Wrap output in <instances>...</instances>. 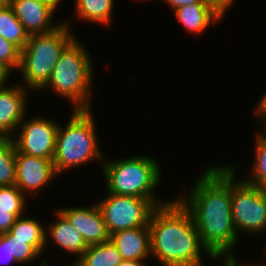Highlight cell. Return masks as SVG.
Instances as JSON below:
<instances>
[{
  "instance_id": "7a4b0ae2",
  "label": "cell",
  "mask_w": 266,
  "mask_h": 266,
  "mask_svg": "<svg viewBox=\"0 0 266 266\" xmlns=\"http://www.w3.org/2000/svg\"><path fill=\"white\" fill-rule=\"evenodd\" d=\"M148 226L151 258L161 266H205V253L215 259L202 245L190 212L177 198L158 206Z\"/></svg>"
},
{
  "instance_id": "7402d4cb",
  "label": "cell",
  "mask_w": 266,
  "mask_h": 266,
  "mask_svg": "<svg viewBox=\"0 0 266 266\" xmlns=\"http://www.w3.org/2000/svg\"><path fill=\"white\" fill-rule=\"evenodd\" d=\"M16 147L12 138L0 135V186L15 185Z\"/></svg>"
},
{
  "instance_id": "d590c367",
  "label": "cell",
  "mask_w": 266,
  "mask_h": 266,
  "mask_svg": "<svg viewBox=\"0 0 266 266\" xmlns=\"http://www.w3.org/2000/svg\"><path fill=\"white\" fill-rule=\"evenodd\" d=\"M253 265H254V263L251 264L250 262L248 264H246V265L243 262V264L241 265V262H240V266H253ZM254 266H263V264L262 265H260V264L259 265H254Z\"/></svg>"
},
{
  "instance_id": "277c9868",
  "label": "cell",
  "mask_w": 266,
  "mask_h": 266,
  "mask_svg": "<svg viewBox=\"0 0 266 266\" xmlns=\"http://www.w3.org/2000/svg\"><path fill=\"white\" fill-rule=\"evenodd\" d=\"M92 110H72L67 124L64 127L59 124L53 156L58 176L93 160L100 161L102 165L104 156L98 144L97 121Z\"/></svg>"
},
{
  "instance_id": "8d00e7d4",
  "label": "cell",
  "mask_w": 266,
  "mask_h": 266,
  "mask_svg": "<svg viewBox=\"0 0 266 266\" xmlns=\"http://www.w3.org/2000/svg\"><path fill=\"white\" fill-rule=\"evenodd\" d=\"M265 251H264V253H265V255H266V245H264V248H263ZM266 257V256H265ZM265 266V265H264Z\"/></svg>"
},
{
  "instance_id": "3957f363",
  "label": "cell",
  "mask_w": 266,
  "mask_h": 266,
  "mask_svg": "<svg viewBox=\"0 0 266 266\" xmlns=\"http://www.w3.org/2000/svg\"><path fill=\"white\" fill-rule=\"evenodd\" d=\"M79 42L75 38L63 50L50 80L42 89H51L61 98H66L73 110H89L92 109L94 65L90 52Z\"/></svg>"
},
{
  "instance_id": "9c48e42d",
  "label": "cell",
  "mask_w": 266,
  "mask_h": 266,
  "mask_svg": "<svg viewBox=\"0 0 266 266\" xmlns=\"http://www.w3.org/2000/svg\"><path fill=\"white\" fill-rule=\"evenodd\" d=\"M53 120L46 116L27 118L26 114L12 137L16 150L29 156L53 159L56 134L61 124Z\"/></svg>"
},
{
  "instance_id": "1f68e13d",
  "label": "cell",
  "mask_w": 266,
  "mask_h": 266,
  "mask_svg": "<svg viewBox=\"0 0 266 266\" xmlns=\"http://www.w3.org/2000/svg\"><path fill=\"white\" fill-rule=\"evenodd\" d=\"M117 266H147L146 261L123 260Z\"/></svg>"
},
{
  "instance_id": "2e32d148",
  "label": "cell",
  "mask_w": 266,
  "mask_h": 266,
  "mask_svg": "<svg viewBox=\"0 0 266 266\" xmlns=\"http://www.w3.org/2000/svg\"><path fill=\"white\" fill-rule=\"evenodd\" d=\"M178 23L191 34L199 35L211 24L221 22L222 18L206 3H195L192 5L182 6L174 12Z\"/></svg>"
},
{
  "instance_id": "30bf717a",
  "label": "cell",
  "mask_w": 266,
  "mask_h": 266,
  "mask_svg": "<svg viewBox=\"0 0 266 266\" xmlns=\"http://www.w3.org/2000/svg\"><path fill=\"white\" fill-rule=\"evenodd\" d=\"M15 160V185L25 196L31 195L36 198L37 195H41L39 193L44 187L52 183L54 177H58L53 159L29 156L16 150Z\"/></svg>"
},
{
  "instance_id": "d6a6232c",
  "label": "cell",
  "mask_w": 266,
  "mask_h": 266,
  "mask_svg": "<svg viewBox=\"0 0 266 266\" xmlns=\"http://www.w3.org/2000/svg\"><path fill=\"white\" fill-rule=\"evenodd\" d=\"M221 263H223L222 266H240V261L237 257L232 259H223Z\"/></svg>"
},
{
  "instance_id": "4316f807",
  "label": "cell",
  "mask_w": 266,
  "mask_h": 266,
  "mask_svg": "<svg viewBox=\"0 0 266 266\" xmlns=\"http://www.w3.org/2000/svg\"><path fill=\"white\" fill-rule=\"evenodd\" d=\"M221 18L224 19L229 7L236 4V0H204Z\"/></svg>"
},
{
  "instance_id": "603a6c76",
  "label": "cell",
  "mask_w": 266,
  "mask_h": 266,
  "mask_svg": "<svg viewBox=\"0 0 266 266\" xmlns=\"http://www.w3.org/2000/svg\"><path fill=\"white\" fill-rule=\"evenodd\" d=\"M16 185L0 186V208L11 209L17 218L24 216L27 198Z\"/></svg>"
},
{
  "instance_id": "8992f818",
  "label": "cell",
  "mask_w": 266,
  "mask_h": 266,
  "mask_svg": "<svg viewBox=\"0 0 266 266\" xmlns=\"http://www.w3.org/2000/svg\"><path fill=\"white\" fill-rule=\"evenodd\" d=\"M104 160L101 172L105 179L107 193L135 196L148 200H158L155 189L161 182V168L158 160L150 155L127 157L125 159Z\"/></svg>"
},
{
  "instance_id": "6da1fadb",
  "label": "cell",
  "mask_w": 266,
  "mask_h": 266,
  "mask_svg": "<svg viewBox=\"0 0 266 266\" xmlns=\"http://www.w3.org/2000/svg\"><path fill=\"white\" fill-rule=\"evenodd\" d=\"M198 177L188 197L178 194L176 198L190 212L202 245L215 260L236 258L240 237L232 219L231 167L208 165Z\"/></svg>"
},
{
  "instance_id": "83f0119b",
  "label": "cell",
  "mask_w": 266,
  "mask_h": 266,
  "mask_svg": "<svg viewBox=\"0 0 266 266\" xmlns=\"http://www.w3.org/2000/svg\"><path fill=\"white\" fill-rule=\"evenodd\" d=\"M16 219L11 209L0 208V234L8 233Z\"/></svg>"
},
{
  "instance_id": "7c38bea8",
  "label": "cell",
  "mask_w": 266,
  "mask_h": 266,
  "mask_svg": "<svg viewBox=\"0 0 266 266\" xmlns=\"http://www.w3.org/2000/svg\"><path fill=\"white\" fill-rule=\"evenodd\" d=\"M58 210L79 231L87 246L110 240L106 224L96 202L87 207H60Z\"/></svg>"
},
{
  "instance_id": "52a82bcc",
  "label": "cell",
  "mask_w": 266,
  "mask_h": 266,
  "mask_svg": "<svg viewBox=\"0 0 266 266\" xmlns=\"http://www.w3.org/2000/svg\"><path fill=\"white\" fill-rule=\"evenodd\" d=\"M231 167V208L234 227L238 233L261 235L266 233V193L258 186L243 179H236L239 173L234 164ZM236 169V170H235ZM237 171V172H236Z\"/></svg>"
},
{
  "instance_id": "4fadbf2b",
  "label": "cell",
  "mask_w": 266,
  "mask_h": 266,
  "mask_svg": "<svg viewBox=\"0 0 266 266\" xmlns=\"http://www.w3.org/2000/svg\"><path fill=\"white\" fill-rule=\"evenodd\" d=\"M15 84L0 88V135L9 138L13 137L27 114V91H30L23 84Z\"/></svg>"
},
{
  "instance_id": "e575fe53",
  "label": "cell",
  "mask_w": 266,
  "mask_h": 266,
  "mask_svg": "<svg viewBox=\"0 0 266 266\" xmlns=\"http://www.w3.org/2000/svg\"><path fill=\"white\" fill-rule=\"evenodd\" d=\"M9 2L10 0H0V8L8 6Z\"/></svg>"
},
{
  "instance_id": "4dcf8cb0",
  "label": "cell",
  "mask_w": 266,
  "mask_h": 266,
  "mask_svg": "<svg viewBox=\"0 0 266 266\" xmlns=\"http://www.w3.org/2000/svg\"><path fill=\"white\" fill-rule=\"evenodd\" d=\"M10 75L11 74L3 66L0 65V88L9 84L7 82L9 77H11Z\"/></svg>"
},
{
  "instance_id": "836d02e7",
  "label": "cell",
  "mask_w": 266,
  "mask_h": 266,
  "mask_svg": "<svg viewBox=\"0 0 266 266\" xmlns=\"http://www.w3.org/2000/svg\"><path fill=\"white\" fill-rule=\"evenodd\" d=\"M44 1L48 2L49 4H51L55 9H58L60 1H62V0H44Z\"/></svg>"
},
{
  "instance_id": "8fae6325",
  "label": "cell",
  "mask_w": 266,
  "mask_h": 266,
  "mask_svg": "<svg viewBox=\"0 0 266 266\" xmlns=\"http://www.w3.org/2000/svg\"><path fill=\"white\" fill-rule=\"evenodd\" d=\"M9 6L29 35L49 33L63 22H53L56 9L44 0H10Z\"/></svg>"
},
{
  "instance_id": "5bb4252c",
  "label": "cell",
  "mask_w": 266,
  "mask_h": 266,
  "mask_svg": "<svg viewBox=\"0 0 266 266\" xmlns=\"http://www.w3.org/2000/svg\"><path fill=\"white\" fill-rule=\"evenodd\" d=\"M56 211V212H55ZM54 211L56 221L48 224L46 226V246L51 243L48 239H51L52 245L56 244L66 253H71L77 258L72 262L70 266H73L84 254L87 249V244L85 243L82 235L79 231L69 222V220L58 210ZM51 237V238H50ZM77 254V255H76Z\"/></svg>"
},
{
  "instance_id": "44dd1931",
  "label": "cell",
  "mask_w": 266,
  "mask_h": 266,
  "mask_svg": "<svg viewBox=\"0 0 266 266\" xmlns=\"http://www.w3.org/2000/svg\"><path fill=\"white\" fill-rule=\"evenodd\" d=\"M259 131V132H258ZM255 133L254 145V163L248 177L242 178L249 184L258 186L264 193H266V131L260 129ZM250 174V175H249Z\"/></svg>"
},
{
  "instance_id": "9a60e30c",
  "label": "cell",
  "mask_w": 266,
  "mask_h": 266,
  "mask_svg": "<svg viewBox=\"0 0 266 266\" xmlns=\"http://www.w3.org/2000/svg\"><path fill=\"white\" fill-rule=\"evenodd\" d=\"M110 241L123 260L144 261L151 257L149 226L117 231L110 235Z\"/></svg>"
},
{
  "instance_id": "cb8c5ba5",
  "label": "cell",
  "mask_w": 266,
  "mask_h": 266,
  "mask_svg": "<svg viewBox=\"0 0 266 266\" xmlns=\"http://www.w3.org/2000/svg\"><path fill=\"white\" fill-rule=\"evenodd\" d=\"M9 242L11 256L18 264H28L40 258V254L28 244V240L13 239L9 233L2 234Z\"/></svg>"
},
{
  "instance_id": "d4e9b609",
  "label": "cell",
  "mask_w": 266,
  "mask_h": 266,
  "mask_svg": "<svg viewBox=\"0 0 266 266\" xmlns=\"http://www.w3.org/2000/svg\"><path fill=\"white\" fill-rule=\"evenodd\" d=\"M21 49L14 43L0 37V65L11 75L20 65Z\"/></svg>"
},
{
  "instance_id": "f546056e",
  "label": "cell",
  "mask_w": 266,
  "mask_h": 266,
  "mask_svg": "<svg viewBox=\"0 0 266 266\" xmlns=\"http://www.w3.org/2000/svg\"><path fill=\"white\" fill-rule=\"evenodd\" d=\"M167 6H170V8L173 10V12L182 6L192 5L195 3H205L204 0H164Z\"/></svg>"
},
{
  "instance_id": "5b68a950",
  "label": "cell",
  "mask_w": 266,
  "mask_h": 266,
  "mask_svg": "<svg viewBox=\"0 0 266 266\" xmlns=\"http://www.w3.org/2000/svg\"><path fill=\"white\" fill-rule=\"evenodd\" d=\"M71 19L62 22L55 30L32 34L21 50L20 65L23 84L31 91H41L50 80L54 66L63 50L76 38L71 32Z\"/></svg>"
},
{
  "instance_id": "d6986e66",
  "label": "cell",
  "mask_w": 266,
  "mask_h": 266,
  "mask_svg": "<svg viewBox=\"0 0 266 266\" xmlns=\"http://www.w3.org/2000/svg\"><path fill=\"white\" fill-rule=\"evenodd\" d=\"M123 259L118 248L110 241L90 245L73 266H117Z\"/></svg>"
},
{
  "instance_id": "484cf974",
  "label": "cell",
  "mask_w": 266,
  "mask_h": 266,
  "mask_svg": "<svg viewBox=\"0 0 266 266\" xmlns=\"http://www.w3.org/2000/svg\"><path fill=\"white\" fill-rule=\"evenodd\" d=\"M256 105L253 118L257 119V123H259L258 128H262L261 130L266 131V92Z\"/></svg>"
},
{
  "instance_id": "e0dca14e",
  "label": "cell",
  "mask_w": 266,
  "mask_h": 266,
  "mask_svg": "<svg viewBox=\"0 0 266 266\" xmlns=\"http://www.w3.org/2000/svg\"><path fill=\"white\" fill-rule=\"evenodd\" d=\"M36 217L21 216L18 217L9 230L13 239L28 240L30 244L40 255L46 251V228Z\"/></svg>"
},
{
  "instance_id": "f1b7e54d",
  "label": "cell",
  "mask_w": 266,
  "mask_h": 266,
  "mask_svg": "<svg viewBox=\"0 0 266 266\" xmlns=\"http://www.w3.org/2000/svg\"><path fill=\"white\" fill-rule=\"evenodd\" d=\"M5 264L18 265L14 257L11 256L8 240L2 234H0V266Z\"/></svg>"
},
{
  "instance_id": "ffe728a7",
  "label": "cell",
  "mask_w": 266,
  "mask_h": 266,
  "mask_svg": "<svg viewBox=\"0 0 266 266\" xmlns=\"http://www.w3.org/2000/svg\"><path fill=\"white\" fill-rule=\"evenodd\" d=\"M0 37L14 43L21 50L29 40V33L8 5L0 8Z\"/></svg>"
},
{
  "instance_id": "ba28073f",
  "label": "cell",
  "mask_w": 266,
  "mask_h": 266,
  "mask_svg": "<svg viewBox=\"0 0 266 266\" xmlns=\"http://www.w3.org/2000/svg\"><path fill=\"white\" fill-rule=\"evenodd\" d=\"M161 200H148L135 196L107 193L105 198L97 200L109 235L126 229L148 226L154 210L166 204Z\"/></svg>"
},
{
  "instance_id": "ac0fdd59",
  "label": "cell",
  "mask_w": 266,
  "mask_h": 266,
  "mask_svg": "<svg viewBox=\"0 0 266 266\" xmlns=\"http://www.w3.org/2000/svg\"><path fill=\"white\" fill-rule=\"evenodd\" d=\"M115 0H75L77 19L90 24L108 26L112 20Z\"/></svg>"
}]
</instances>
